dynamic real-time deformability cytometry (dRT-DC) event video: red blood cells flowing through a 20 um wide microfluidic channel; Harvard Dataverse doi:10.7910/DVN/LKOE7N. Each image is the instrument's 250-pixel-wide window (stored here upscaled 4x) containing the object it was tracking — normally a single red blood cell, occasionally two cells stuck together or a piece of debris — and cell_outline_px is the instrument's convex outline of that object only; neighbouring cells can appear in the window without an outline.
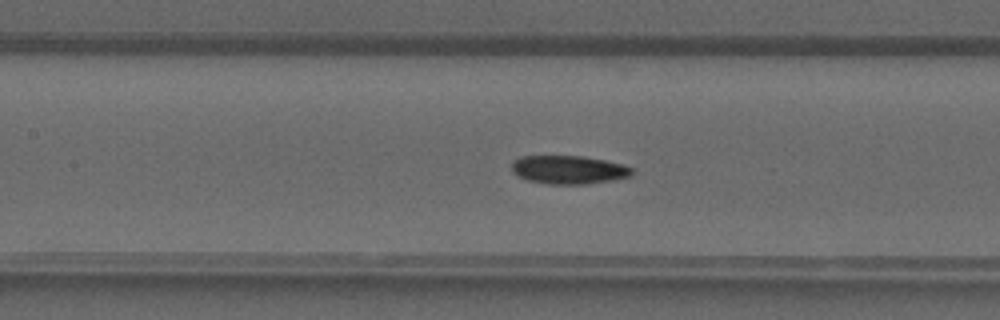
{"species": "common noctule bat (a hibernating species)", "species_latin": "Nyctalus noctula", "temperature_condition": "warm", "stored_images_in_passage": 41, "camera_frame_rate_fps": 3000, "um_per_image_px": 0.085, "animal": {"sex": "male", "forearm_length_mm": 52.5}, "frame": {"image": 1, "passage_image": 18, "time_ms": 5.667, "image_size_px": [1000, 320], "cell_outline_px": [[636, 172], [632, 176], [612, 180], [584, 184], [548, 184], [528, 180], [512, 172], [512, 160], [520, 156], [584, 156], [624, 164], [632, 168]], "centroid_in_image_um": [48.37, 14.42], "position_along_channel_um": 159.0, "area_um2": 20.06}}
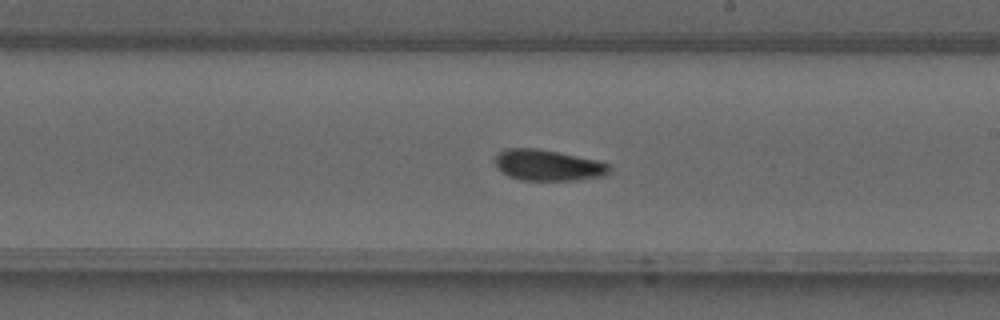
{"frame": {"image": 2, "passage_image": 23, "time_ms": 7.333, "image_size_px": [1000, 320], "cell_outline_px": [[612, 168], [608, 176], [576, 180], [520, 180], [508, 176], [496, 168], [492, 160], [500, 152], [508, 148], [536, 148], [596, 160], [608, 164]], "centroid_in_image_um": [46.56, 14.06], "position_along_channel_um": 242.4, "area_um2": 20.81}}
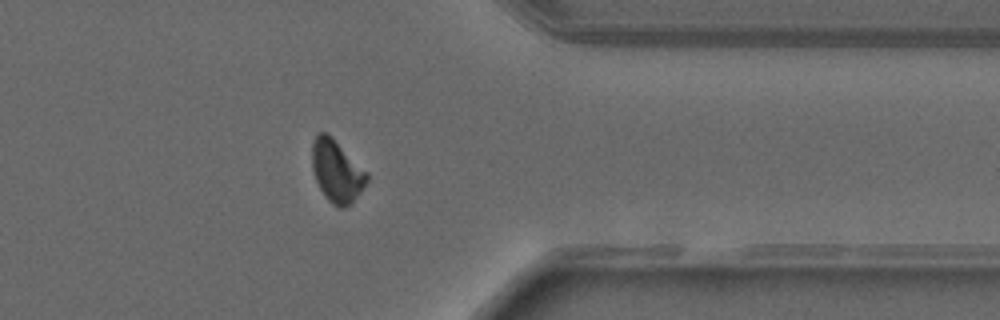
{"frame": {"image": 3, "passage_image": 32, "time_ms": 10.333, "image_size_px": [1000, 320], "cell_outline_px": [[368, 180], [352, 204], [344, 208], [340, 208], [332, 204], [328, 200], [320, 188], [316, 180], [312, 168], [312, 144], [316, 136], [320, 132], [324, 132], [332, 136], [368, 172]], "centroid_in_image_um": [28.64, 14.55], "position_along_channel_um": 382.8, "area_um2": 19.88}}